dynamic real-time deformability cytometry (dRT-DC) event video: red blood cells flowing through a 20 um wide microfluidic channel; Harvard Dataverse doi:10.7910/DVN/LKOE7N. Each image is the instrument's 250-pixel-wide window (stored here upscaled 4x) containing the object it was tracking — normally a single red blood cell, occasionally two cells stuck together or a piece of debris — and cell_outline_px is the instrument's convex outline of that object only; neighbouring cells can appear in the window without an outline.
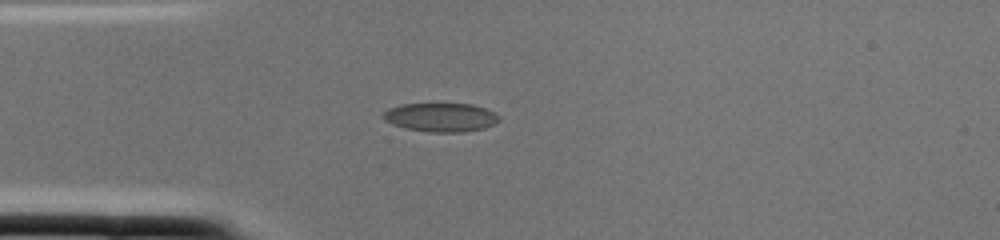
{"species": "common noctule bat (a hibernating species)", "species_latin": "Nyctalus noctula", "temperature_condition": "cold", "stored_images_in_passage": 1, "camera_frame_rate_fps": 3000, "um_per_image_px": 0.085, "animal": {"sex": "female", "body_mass_g": 22.0, "forearm_length_mm": 56.7}, "frame": {"image": 1, "passage_image": 1, "time_ms": 0.0, "image_size_px": [1000, 240], "cell_outline_px": [[500, 120], [496, 124], [484, 128], [464, 132], [428, 132], [404, 128], [392, 124], [384, 120], [380, 116], [388, 108], [400, 104], [472, 104], [484, 108], [500, 116]], "centroid_in_image_um": [37.44, 9.98], "position_along_channel_um": 47.6, "area_um2": 19.59}}